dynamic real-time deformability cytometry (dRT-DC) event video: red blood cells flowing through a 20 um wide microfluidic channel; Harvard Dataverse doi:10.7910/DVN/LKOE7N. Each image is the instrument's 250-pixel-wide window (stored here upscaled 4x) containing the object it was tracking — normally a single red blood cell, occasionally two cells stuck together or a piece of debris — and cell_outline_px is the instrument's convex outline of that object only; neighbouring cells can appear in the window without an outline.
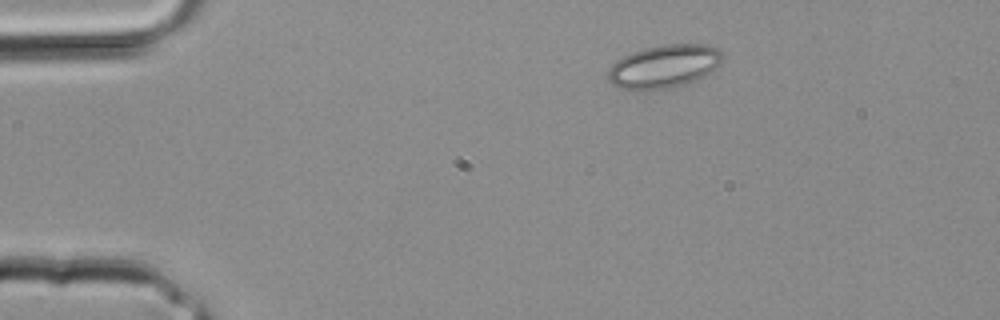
{"species": "common noctule bat (a hibernating species)", "species_latin": "Nyctalus noctula", "temperature_condition": "room temperature", "stored_images_in_passage": 29, "camera_frame_rate_fps": 3000, "um_per_image_px": 0.085, "animal": {"sex": "male", "body_mass_g": 20.4}, "frame": {"image": 1, "passage_image": 1, "time_ms": 0.0, "image_size_px": [1000, 320], "cell_outline_px": [[724, 52], [720, 64], [708, 76], [684, 84], [668, 88], [648, 92], [632, 92], [620, 88], [612, 84], [608, 80], [608, 68], [616, 60], [632, 52], [644, 48], [664, 44], [704, 44], [720, 48]], "centroid_in_image_um": [56.45, 5.67], "position_along_channel_um": 28.6, "area_um2": 29.71}}
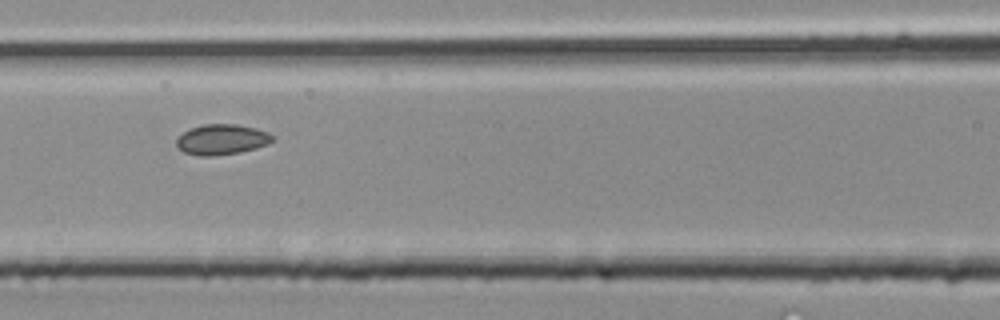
{"frame": {"image": 2, "passage_image": 10, "time_ms": 3.0, "image_size_px": [1000, 320], "cell_outline_px": [[272, 140], [268, 144], [256, 148], [240, 152], [212, 156], [200, 156], [184, 152], [176, 144], [176, 136], [188, 128], [204, 124], [236, 124], [256, 128], [268, 132], [272, 136]], "centroid_in_image_um": [18.81, 11.84], "position_along_channel_um": 147.8, "area_um2": 17.11}}
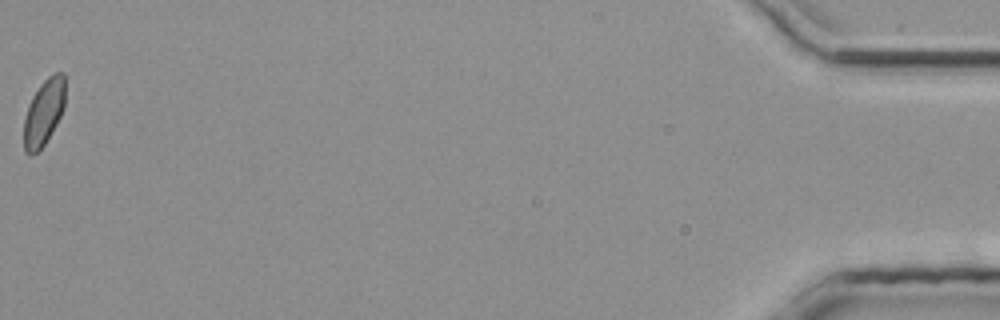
{"frame": {"image": 3, "passage_image": 29, "time_ms": 9.333, "image_size_px": [1000, 320], "cell_outline_px": [[64, 108], [56, 124], [44, 144], [32, 156], [28, 156], [24, 152], [24, 116], [28, 104], [32, 96], [40, 84], [48, 76], [56, 72], [64, 72]], "centroid_in_image_um": [3.7, 9.55], "position_along_channel_um": 431.5, "area_um2": 15.95}}